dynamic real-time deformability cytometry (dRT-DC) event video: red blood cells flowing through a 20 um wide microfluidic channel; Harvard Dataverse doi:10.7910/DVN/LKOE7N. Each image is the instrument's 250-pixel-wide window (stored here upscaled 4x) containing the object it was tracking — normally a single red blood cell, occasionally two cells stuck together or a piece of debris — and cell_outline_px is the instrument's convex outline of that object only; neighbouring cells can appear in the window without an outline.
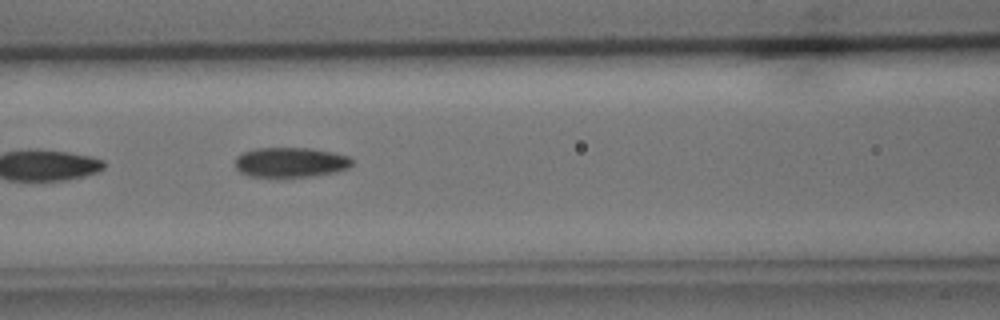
{"species": "common noctule bat (a hibernating species)", "species_latin": "Nyctalus noctula", "temperature_condition": "cold", "stored_images_in_passage": 6, "camera_frame_rate_fps": 3000, "um_per_image_px": 0.085, "animal": {"sex": "male", "body_mass_g": 15.6}, "frame": {"image": 1, "passage_image": 5, "time_ms": 5.667, "image_size_px": [1000, 320], "cell_outline_px": [[352, 164], [348, 168], [336, 172], [312, 176], [276, 180], [248, 176], [240, 172], [236, 168], [236, 156], [244, 152], [256, 148], [312, 148], [332, 152], [348, 156], [352, 160]], "centroid_in_image_um": [24.66, 13.84], "position_along_channel_um": 141.9, "area_um2": 21.15}}